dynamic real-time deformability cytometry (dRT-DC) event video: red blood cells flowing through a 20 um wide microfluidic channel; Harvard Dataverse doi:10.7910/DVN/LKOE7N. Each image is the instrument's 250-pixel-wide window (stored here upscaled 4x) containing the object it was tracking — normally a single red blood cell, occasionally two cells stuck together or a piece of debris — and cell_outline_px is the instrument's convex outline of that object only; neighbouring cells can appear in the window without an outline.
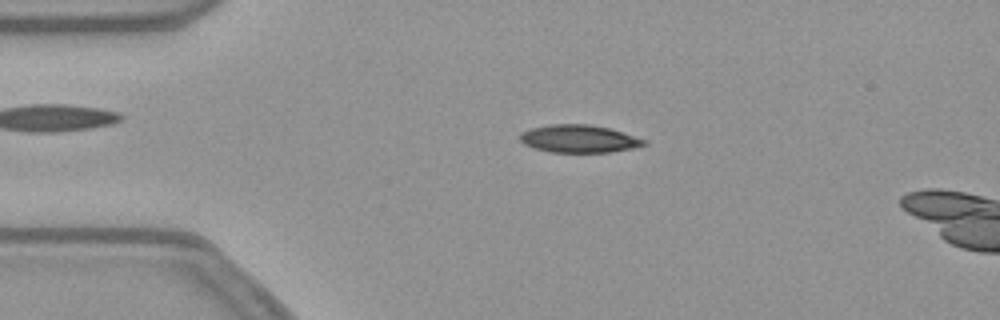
{"species": "common noctule bat (a hibernating species)", "species_latin": "Nyctalus noctula", "temperature_condition": "warm", "stored_images_in_passage": 15, "camera_frame_rate_fps": 3000, "um_per_image_px": 0.085, "animal": {"sex": "female", "body_mass_g": 21.9}, "frame": {"image": 1, "passage_image": 11, "time_ms": 3.333, "image_size_px": [1000, 320], "cell_outline_px": [[648, 144], [632, 148], [612, 152], [552, 152], [536, 148], [524, 144], [520, 140], [520, 132], [528, 128], [548, 124], [588, 124], [608, 128], [648, 140]], "centroid_in_image_um": [49.2, 11.79], "position_along_channel_um": 35.8, "area_um2": 20.06}}